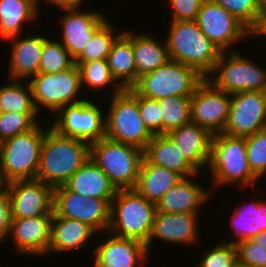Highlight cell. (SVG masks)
Returning a JSON list of instances; mask_svg holds the SVG:
<instances>
[{
  "instance_id": "7a4b0ae2",
  "label": "cell",
  "mask_w": 266,
  "mask_h": 267,
  "mask_svg": "<svg viewBox=\"0 0 266 267\" xmlns=\"http://www.w3.org/2000/svg\"><path fill=\"white\" fill-rule=\"evenodd\" d=\"M207 169L212 176L211 187L235 185L241 189L250 186L254 190L255 185L260 182L250 169L245 137L214 134Z\"/></svg>"
},
{
  "instance_id": "5b68a950",
  "label": "cell",
  "mask_w": 266,
  "mask_h": 267,
  "mask_svg": "<svg viewBox=\"0 0 266 267\" xmlns=\"http://www.w3.org/2000/svg\"><path fill=\"white\" fill-rule=\"evenodd\" d=\"M144 151L107 137L90 144V159L107 175L116 190L134 189Z\"/></svg>"
},
{
  "instance_id": "f907efd6",
  "label": "cell",
  "mask_w": 266,
  "mask_h": 267,
  "mask_svg": "<svg viewBox=\"0 0 266 267\" xmlns=\"http://www.w3.org/2000/svg\"><path fill=\"white\" fill-rule=\"evenodd\" d=\"M234 267H249V266L240 264V263L237 261V263L234 265Z\"/></svg>"
},
{
  "instance_id": "ee69618b",
  "label": "cell",
  "mask_w": 266,
  "mask_h": 267,
  "mask_svg": "<svg viewBox=\"0 0 266 267\" xmlns=\"http://www.w3.org/2000/svg\"><path fill=\"white\" fill-rule=\"evenodd\" d=\"M11 199L7 190L0 194V243L8 238L11 228Z\"/></svg>"
},
{
  "instance_id": "7c38bea8",
  "label": "cell",
  "mask_w": 266,
  "mask_h": 267,
  "mask_svg": "<svg viewBox=\"0 0 266 267\" xmlns=\"http://www.w3.org/2000/svg\"><path fill=\"white\" fill-rule=\"evenodd\" d=\"M110 210L111 204L105 199L88 198L68 190L64 185L54 188L53 216L84 222L98 234L108 231Z\"/></svg>"
},
{
  "instance_id": "836d02e7",
  "label": "cell",
  "mask_w": 266,
  "mask_h": 267,
  "mask_svg": "<svg viewBox=\"0 0 266 267\" xmlns=\"http://www.w3.org/2000/svg\"><path fill=\"white\" fill-rule=\"evenodd\" d=\"M114 25L107 20L91 38L89 44L85 47L81 55L75 62H90L101 59H107L113 43L123 33L116 32ZM116 34V35H115Z\"/></svg>"
},
{
  "instance_id": "ac0fdd59",
  "label": "cell",
  "mask_w": 266,
  "mask_h": 267,
  "mask_svg": "<svg viewBox=\"0 0 266 267\" xmlns=\"http://www.w3.org/2000/svg\"><path fill=\"white\" fill-rule=\"evenodd\" d=\"M200 213H164L156 212L146 248L149 252L152 242L163 240L171 244L193 245L201 241L198 223ZM199 226V227H198Z\"/></svg>"
},
{
  "instance_id": "6da1fadb",
  "label": "cell",
  "mask_w": 266,
  "mask_h": 267,
  "mask_svg": "<svg viewBox=\"0 0 266 267\" xmlns=\"http://www.w3.org/2000/svg\"><path fill=\"white\" fill-rule=\"evenodd\" d=\"M47 125L36 179L55 188L64 185L90 159V144L60 135L50 123Z\"/></svg>"
},
{
  "instance_id": "b9f144b4",
  "label": "cell",
  "mask_w": 266,
  "mask_h": 267,
  "mask_svg": "<svg viewBox=\"0 0 266 267\" xmlns=\"http://www.w3.org/2000/svg\"><path fill=\"white\" fill-rule=\"evenodd\" d=\"M237 260L249 267H266V249L251 239L237 242Z\"/></svg>"
},
{
  "instance_id": "9c48e42d",
  "label": "cell",
  "mask_w": 266,
  "mask_h": 267,
  "mask_svg": "<svg viewBox=\"0 0 266 267\" xmlns=\"http://www.w3.org/2000/svg\"><path fill=\"white\" fill-rule=\"evenodd\" d=\"M247 58L238 50L222 52L206 79L228 94L266 91V70Z\"/></svg>"
},
{
  "instance_id": "74e56055",
  "label": "cell",
  "mask_w": 266,
  "mask_h": 267,
  "mask_svg": "<svg viewBox=\"0 0 266 267\" xmlns=\"http://www.w3.org/2000/svg\"><path fill=\"white\" fill-rule=\"evenodd\" d=\"M245 138L250 169L261 181L266 177V128Z\"/></svg>"
},
{
  "instance_id": "9a60e30c",
  "label": "cell",
  "mask_w": 266,
  "mask_h": 267,
  "mask_svg": "<svg viewBox=\"0 0 266 267\" xmlns=\"http://www.w3.org/2000/svg\"><path fill=\"white\" fill-rule=\"evenodd\" d=\"M231 94L216 88L206 78L191 96V122L212 135L222 133L228 120Z\"/></svg>"
},
{
  "instance_id": "277c9868",
  "label": "cell",
  "mask_w": 266,
  "mask_h": 267,
  "mask_svg": "<svg viewBox=\"0 0 266 267\" xmlns=\"http://www.w3.org/2000/svg\"><path fill=\"white\" fill-rule=\"evenodd\" d=\"M156 212V204L143 198L135 189L117 190L111 201L107 232L146 244Z\"/></svg>"
},
{
  "instance_id": "f1b7e54d",
  "label": "cell",
  "mask_w": 266,
  "mask_h": 267,
  "mask_svg": "<svg viewBox=\"0 0 266 267\" xmlns=\"http://www.w3.org/2000/svg\"><path fill=\"white\" fill-rule=\"evenodd\" d=\"M106 60L112 76L124 89L131 88L137 82L132 30L123 31L116 39Z\"/></svg>"
},
{
  "instance_id": "681fc988",
  "label": "cell",
  "mask_w": 266,
  "mask_h": 267,
  "mask_svg": "<svg viewBox=\"0 0 266 267\" xmlns=\"http://www.w3.org/2000/svg\"><path fill=\"white\" fill-rule=\"evenodd\" d=\"M262 11H266V0H262Z\"/></svg>"
},
{
  "instance_id": "ffe728a7",
  "label": "cell",
  "mask_w": 266,
  "mask_h": 267,
  "mask_svg": "<svg viewBox=\"0 0 266 267\" xmlns=\"http://www.w3.org/2000/svg\"><path fill=\"white\" fill-rule=\"evenodd\" d=\"M102 239V242L97 243L93 250L94 267H138L145 265L149 252L146 244L135 240L123 237H118L110 232ZM143 264H142V263Z\"/></svg>"
},
{
  "instance_id": "d590c367",
  "label": "cell",
  "mask_w": 266,
  "mask_h": 267,
  "mask_svg": "<svg viewBox=\"0 0 266 267\" xmlns=\"http://www.w3.org/2000/svg\"><path fill=\"white\" fill-rule=\"evenodd\" d=\"M74 65L75 59L59 40L49 38L43 43L39 65L40 73H59Z\"/></svg>"
},
{
  "instance_id": "4fadbf2b",
  "label": "cell",
  "mask_w": 266,
  "mask_h": 267,
  "mask_svg": "<svg viewBox=\"0 0 266 267\" xmlns=\"http://www.w3.org/2000/svg\"><path fill=\"white\" fill-rule=\"evenodd\" d=\"M196 22L206 37L222 52L236 51L238 49L232 50L233 45L251 38L250 30L240 20L212 0L204 2Z\"/></svg>"
},
{
  "instance_id": "7bdbcfd3",
  "label": "cell",
  "mask_w": 266,
  "mask_h": 267,
  "mask_svg": "<svg viewBox=\"0 0 266 267\" xmlns=\"http://www.w3.org/2000/svg\"><path fill=\"white\" fill-rule=\"evenodd\" d=\"M171 7V21H196L206 0H167Z\"/></svg>"
},
{
  "instance_id": "8d00e7d4",
  "label": "cell",
  "mask_w": 266,
  "mask_h": 267,
  "mask_svg": "<svg viewBox=\"0 0 266 267\" xmlns=\"http://www.w3.org/2000/svg\"><path fill=\"white\" fill-rule=\"evenodd\" d=\"M240 20L250 31L257 25L262 0H212Z\"/></svg>"
},
{
  "instance_id": "cb8c5ba5",
  "label": "cell",
  "mask_w": 266,
  "mask_h": 267,
  "mask_svg": "<svg viewBox=\"0 0 266 267\" xmlns=\"http://www.w3.org/2000/svg\"><path fill=\"white\" fill-rule=\"evenodd\" d=\"M97 232L88 224L76 219L53 216L51 222V241L48 256L51 253H66L87 248ZM58 252V253H57Z\"/></svg>"
},
{
  "instance_id": "bcb514c9",
  "label": "cell",
  "mask_w": 266,
  "mask_h": 267,
  "mask_svg": "<svg viewBox=\"0 0 266 267\" xmlns=\"http://www.w3.org/2000/svg\"><path fill=\"white\" fill-rule=\"evenodd\" d=\"M250 39L266 37V11H261L257 25L250 31ZM261 37V38H260Z\"/></svg>"
},
{
  "instance_id": "e0dca14e",
  "label": "cell",
  "mask_w": 266,
  "mask_h": 267,
  "mask_svg": "<svg viewBox=\"0 0 266 267\" xmlns=\"http://www.w3.org/2000/svg\"><path fill=\"white\" fill-rule=\"evenodd\" d=\"M58 23L62 29L60 42L76 60L89 44L93 34L108 20L100 11L81 8L62 10Z\"/></svg>"
},
{
  "instance_id": "7402d4cb",
  "label": "cell",
  "mask_w": 266,
  "mask_h": 267,
  "mask_svg": "<svg viewBox=\"0 0 266 267\" xmlns=\"http://www.w3.org/2000/svg\"><path fill=\"white\" fill-rule=\"evenodd\" d=\"M18 36L8 41H11L8 77L9 81L31 79L39 73V65L43 43L48 39V36L31 35Z\"/></svg>"
},
{
  "instance_id": "f6af8a7d",
  "label": "cell",
  "mask_w": 266,
  "mask_h": 267,
  "mask_svg": "<svg viewBox=\"0 0 266 267\" xmlns=\"http://www.w3.org/2000/svg\"><path fill=\"white\" fill-rule=\"evenodd\" d=\"M36 0V5H37V9H38V12L40 11L39 9V6H40V2L43 3L44 2H47L45 4H48V5H55V7H57L60 12L62 10H71V9H77V8H81V4L84 0Z\"/></svg>"
},
{
  "instance_id": "d6986e66",
  "label": "cell",
  "mask_w": 266,
  "mask_h": 267,
  "mask_svg": "<svg viewBox=\"0 0 266 267\" xmlns=\"http://www.w3.org/2000/svg\"><path fill=\"white\" fill-rule=\"evenodd\" d=\"M53 215L12 218L8 239L12 238L17 253L29 256H48Z\"/></svg>"
},
{
  "instance_id": "3957f363",
  "label": "cell",
  "mask_w": 266,
  "mask_h": 267,
  "mask_svg": "<svg viewBox=\"0 0 266 267\" xmlns=\"http://www.w3.org/2000/svg\"><path fill=\"white\" fill-rule=\"evenodd\" d=\"M165 39L169 58L196 69L207 78L222 51L200 30L196 21H170Z\"/></svg>"
},
{
  "instance_id": "ab89813d",
  "label": "cell",
  "mask_w": 266,
  "mask_h": 267,
  "mask_svg": "<svg viewBox=\"0 0 266 267\" xmlns=\"http://www.w3.org/2000/svg\"><path fill=\"white\" fill-rule=\"evenodd\" d=\"M214 247L204 250L203 257L196 267H234L237 263V249L228 240L219 241Z\"/></svg>"
},
{
  "instance_id": "30bf717a",
  "label": "cell",
  "mask_w": 266,
  "mask_h": 267,
  "mask_svg": "<svg viewBox=\"0 0 266 267\" xmlns=\"http://www.w3.org/2000/svg\"><path fill=\"white\" fill-rule=\"evenodd\" d=\"M33 102L40 114L45 109L57 113L61 108L78 103L86 97L78 98L82 90L77 65L59 73H38L29 79ZM79 92V93H78Z\"/></svg>"
},
{
  "instance_id": "f35d334b",
  "label": "cell",
  "mask_w": 266,
  "mask_h": 267,
  "mask_svg": "<svg viewBox=\"0 0 266 267\" xmlns=\"http://www.w3.org/2000/svg\"><path fill=\"white\" fill-rule=\"evenodd\" d=\"M39 114L0 113V143L32 130L40 122Z\"/></svg>"
},
{
  "instance_id": "603a6c76",
  "label": "cell",
  "mask_w": 266,
  "mask_h": 267,
  "mask_svg": "<svg viewBox=\"0 0 266 267\" xmlns=\"http://www.w3.org/2000/svg\"><path fill=\"white\" fill-rule=\"evenodd\" d=\"M199 174L183 178L170 188L156 204L158 212L164 213H201L204 204L209 203L211 189L203 188L202 184L193 181ZM192 180V181H191ZM196 182V183H195Z\"/></svg>"
},
{
  "instance_id": "7dc6e473",
  "label": "cell",
  "mask_w": 266,
  "mask_h": 267,
  "mask_svg": "<svg viewBox=\"0 0 266 267\" xmlns=\"http://www.w3.org/2000/svg\"><path fill=\"white\" fill-rule=\"evenodd\" d=\"M253 242L259 243V245L263 246L266 249V231L260 232L258 235L251 239Z\"/></svg>"
},
{
  "instance_id": "4316f807",
  "label": "cell",
  "mask_w": 266,
  "mask_h": 267,
  "mask_svg": "<svg viewBox=\"0 0 266 267\" xmlns=\"http://www.w3.org/2000/svg\"><path fill=\"white\" fill-rule=\"evenodd\" d=\"M241 204L233 209L229 218V223L233 229L232 234L235 240L230 243L249 240L258 235L260 232L266 231V201L258 200Z\"/></svg>"
},
{
  "instance_id": "52a82bcc",
  "label": "cell",
  "mask_w": 266,
  "mask_h": 267,
  "mask_svg": "<svg viewBox=\"0 0 266 267\" xmlns=\"http://www.w3.org/2000/svg\"><path fill=\"white\" fill-rule=\"evenodd\" d=\"M105 111L106 137L145 150L154 135L145 126L138 107V94L132 89L111 96Z\"/></svg>"
},
{
  "instance_id": "44dd1931",
  "label": "cell",
  "mask_w": 266,
  "mask_h": 267,
  "mask_svg": "<svg viewBox=\"0 0 266 267\" xmlns=\"http://www.w3.org/2000/svg\"><path fill=\"white\" fill-rule=\"evenodd\" d=\"M182 152L186 161L198 172L209 166L213 135L203 127L190 122L166 134Z\"/></svg>"
},
{
  "instance_id": "4dcf8cb0",
  "label": "cell",
  "mask_w": 266,
  "mask_h": 267,
  "mask_svg": "<svg viewBox=\"0 0 266 267\" xmlns=\"http://www.w3.org/2000/svg\"><path fill=\"white\" fill-rule=\"evenodd\" d=\"M159 41L152 34L142 32L136 34L132 31L133 56L138 78L146 73L154 71L169 60L166 42ZM163 42V43H162Z\"/></svg>"
},
{
  "instance_id": "c3c4849f",
  "label": "cell",
  "mask_w": 266,
  "mask_h": 267,
  "mask_svg": "<svg viewBox=\"0 0 266 267\" xmlns=\"http://www.w3.org/2000/svg\"><path fill=\"white\" fill-rule=\"evenodd\" d=\"M6 185H7V183L0 175V194H2L6 190Z\"/></svg>"
},
{
  "instance_id": "e575fe53",
  "label": "cell",
  "mask_w": 266,
  "mask_h": 267,
  "mask_svg": "<svg viewBox=\"0 0 266 267\" xmlns=\"http://www.w3.org/2000/svg\"><path fill=\"white\" fill-rule=\"evenodd\" d=\"M163 117V134L191 122V97H166L158 100Z\"/></svg>"
},
{
  "instance_id": "8992f818",
  "label": "cell",
  "mask_w": 266,
  "mask_h": 267,
  "mask_svg": "<svg viewBox=\"0 0 266 267\" xmlns=\"http://www.w3.org/2000/svg\"><path fill=\"white\" fill-rule=\"evenodd\" d=\"M45 132L46 126L38 123L0 143V175L6 183L36 179Z\"/></svg>"
},
{
  "instance_id": "2e32d148",
  "label": "cell",
  "mask_w": 266,
  "mask_h": 267,
  "mask_svg": "<svg viewBox=\"0 0 266 267\" xmlns=\"http://www.w3.org/2000/svg\"><path fill=\"white\" fill-rule=\"evenodd\" d=\"M11 199V217L28 218L53 215L54 188L40 180H18L7 183Z\"/></svg>"
},
{
  "instance_id": "d6a6232c",
  "label": "cell",
  "mask_w": 266,
  "mask_h": 267,
  "mask_svg": "<svg viewBox=\"0 0 266 267\" xmlns=\"http://www.w3.org/2000/svg\"><path fill=\"white\" fill-rule=\"evenodd\" d=\"M75 64L79 69L82 89L86 85L87 89L90 88L95 91L99 89L98 91H100L101 89L107 88V86L111 88L113 86L114 89L111 91V96L124 90L112 76L106 59L90 62H75Z\"/></svg>"
},
{
  "instance_id": "8fae6325",
  "label": "cell",
  "mask_w": 266,
  "mask_h": 267,
  "mask_svg": "<svg viewBox=\"0 0 266 267\" xmlns=\"http://www.w3.org/2000/svg\"><path fill=\"white\" fill-rule=\"evenodd\" d=\"M99 104L86 98L61 108L49 120L50 126L60 135L80 139L89 144L106 137V120Z\"/></svg>"
},
{
  "instance_id": "83f0119b",
  "label": "cell",
  "mask_w": 266,
  "mask_h": 267,
  "mask_svg": "<svg viewBox=\"0 0 266 267\" xmlns=\"http://www.w3.org/2000/svg\"><path fill=\"white\" fill-rule=\"evenodd\" d=\"M144 157L151 163L165 167L183 178L198 172L186 161L182 152L166 134L154 135L144 150Z\"/></svg>"
},
{
  "instance_id": "484cf974",
  "label": "cell",
  "mask_w": 266,
  "mask_h": 267,
  "mask_svg": "<svg viewBox=\"0 0 266 267\" xmlns=\"http://www.w3.org/2000/svg\"><path fill=\"white\" fill-rule=\"evenodd\" d=\"M183 179L178 173L142 160L135 190L146 200L157 204L163 195Z\"/></svg>"
},
{
  "instance_id": "ba28073f",
  "label": "cell",
  "mask_w": 266,
  "mask_h": 267,
  "mask_svg": "<svg viewBox=\"0 0 266 267\" xmlns=\"http://www.w3.org/2000/svg\"><path fill=\"white\" fill-rule=\"evenodd\" d=\"M204 79L196 69L169 60L154 71L141 75L131 88L138 95L155 100L191 97Z\"/></svg>"
},
{
  "instance_id": "60d3db41",
  "label": "cell",
  "mask_w": 266,
  "mask_h": 267,
  "mask_svg": "<svg viewBox=\"0 0 266 267\" xmlns=\"http://www.w3.org/2000/svg\"><path fill=\"white\" fill-rule=\"evenodd\" d=\"M138 107L141 118L153 135L163 134V117L158 100L138 95Z\"/></svg>"
},
{
  "instance_id": "1f68e13d",
  "label": "cell",
  "mask_w": 266,
  "mask_h": 267,
  "mask_svg": "<svg viewBox=\"0 0 266 267\" xmlns=\"http://www.w3.org/2000/svg\"><path fill=\"white\" fill-rule=\"evenodd\" d=\"M39 114L29 81L13 80L0 85V113Z\"/></svg>"
},
{
  "instance_id": "f546056e",
  "label": "cell",
  "mask_w": 266,
  "mask_h": 267,
  "mask_svg": "<svg viewBox=\"0 0 266 267\" xmlns=\"http://www.w3.org/2000/svg\"><path fill=\"white\" fill-rule=\"evenodd\" d=\"M39 15L36 0H0V39L21 36L25 25Z\"/></svg>"
},
{
  "instance_id": "5bb4252c",
  "label": "cell",
  "mask_w": 266,
  "mask_h": 267,
  "mask_svg": "<svg viewBox=\"0 0 266 267\" xmlns=\"http://www.w3.org/2000/svg\"><path fill=\"white\" fill-rule=\"evenodd\" d=\"M266 128V91L231 94V105L223 134L246 137Z\"/></svg>"
},
{
  "instance_id": "d4e9b609",
  "label": "cell",
  "mask_w": 266,
  "mask_h": 267,
  "mask_svg": "<svg viewBox=\"0 0 266 267\" xmlns=\"http://www.w3.org/2000/svg\"><path fill=\"white\" fill-rule=\"evenodd\" d=\"M64 186L88 198L105 199L110 204L117 192L107 175L91 159L78 169Z\"/></svg>"
}]
</instances>
